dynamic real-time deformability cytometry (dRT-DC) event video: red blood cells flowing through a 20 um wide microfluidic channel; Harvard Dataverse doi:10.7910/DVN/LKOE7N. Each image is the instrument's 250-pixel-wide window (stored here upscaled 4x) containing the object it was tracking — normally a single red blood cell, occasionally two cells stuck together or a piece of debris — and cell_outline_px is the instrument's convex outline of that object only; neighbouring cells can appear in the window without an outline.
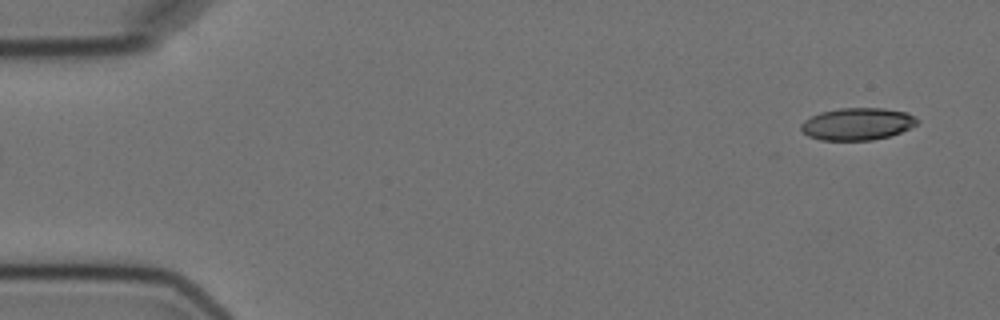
{"species": "Egyptian fruit bat (a non-hibernating species)", "species_latin": "Rousettus aegyptiacus", "temperature_condition": "cold", "stored_images_in_passage": 2, "camera_frame_rate_fps": 3000, "um_per_image_px": 0.085, "animal": {"sex": "female"}, "frame": {"image": 1, "passage_image": 2, "time_ms": 1.333, "image_size_px": [1000, 320], "cell_outline_px": [[920, 120], [916, 124], [900, 132], [888, 136], [872, 140], [820, 140], [808, 136], [800, 128], [800, 124], [804, 120], [820, 112], [840, 108], [884, 108], [908, 112]], "centroid_in_image_um": [72.87, 10.53], "position_along_channel_um": 12.1, "area_um2": 21.79}}